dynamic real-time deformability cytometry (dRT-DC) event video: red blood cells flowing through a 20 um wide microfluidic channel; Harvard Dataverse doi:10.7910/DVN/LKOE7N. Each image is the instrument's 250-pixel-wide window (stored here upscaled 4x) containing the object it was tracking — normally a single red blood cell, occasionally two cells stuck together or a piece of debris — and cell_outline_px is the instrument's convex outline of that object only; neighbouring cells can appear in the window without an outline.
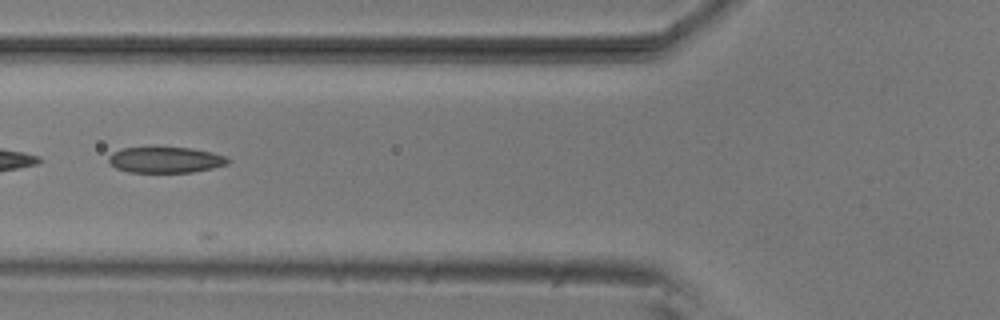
{"species": "common noctule bat (a hibernating species)", "species_latin": "Nyctalus noctula", "temperature_condition": "room temperature", "stored_images_in_passage": 12, "camera_frame_rate_fps": 3000, "um_per_image_px": 0.085, "animal": {"sex": "male", "body_mass_g": 20.5, "forearm_length_mm": 52.5}, "frame": {"image": 1, "passage_image": 10, "time_ms": 3.0, "image_size_px": [1000, 320], "cell_outline_px": [[232, 160], [228, 164], [212, 168], [192, 172], [128, 172], [116, 168], [108, 160], [108, 156], [112, 152], [124, 148], [192, 148], [212, 152], [224, 156]], "centroid_in_image_um": [14.09, 13.59], "position_along_channel_um": 111.7, "area_um2": 17.86}}